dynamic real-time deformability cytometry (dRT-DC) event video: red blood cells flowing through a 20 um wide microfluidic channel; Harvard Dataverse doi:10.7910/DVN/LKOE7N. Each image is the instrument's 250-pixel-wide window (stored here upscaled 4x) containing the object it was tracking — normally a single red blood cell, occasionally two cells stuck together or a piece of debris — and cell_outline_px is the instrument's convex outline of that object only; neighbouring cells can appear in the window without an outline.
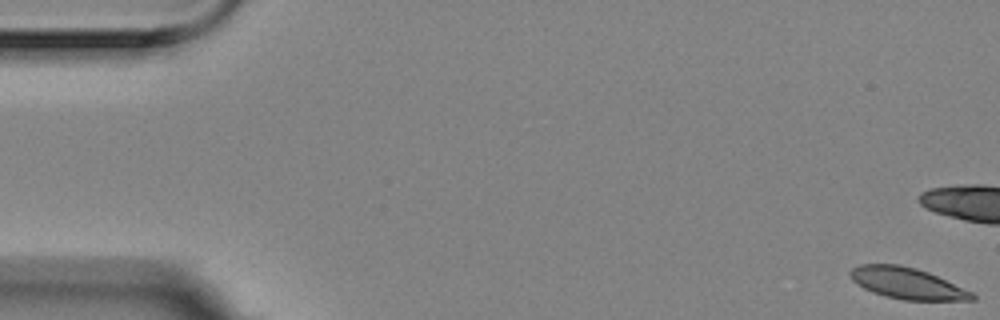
{"species": "Egyptian fruit bat (a non-hibernating species)", "species_latin": "Rousettus aegyptiacus", "temperature_condition": "room temperature", "stored_images_in_passage": 8, "camera_frame_rate_fps": 3000, "um_per_image_px": 0.085, "animal": {"sex": "female"}, "frame": {"image": 1, "passage_image": 1, "time_ms": 0.0, "image_size_px": [1000, 320], "cell_outline_px": [[976, 300], [904, 300], [884, 296], [872, 292], [864, 288], [852, 280], [848, 272], [852, 268], [860, 264], [900, 264], [916, 268], [928, 272], [972, 292], [976, 296]], "centroid_in_image_um": [77.08, 24.07], "position_along_channel_um": 7.9, "area_um2": 22.2}}